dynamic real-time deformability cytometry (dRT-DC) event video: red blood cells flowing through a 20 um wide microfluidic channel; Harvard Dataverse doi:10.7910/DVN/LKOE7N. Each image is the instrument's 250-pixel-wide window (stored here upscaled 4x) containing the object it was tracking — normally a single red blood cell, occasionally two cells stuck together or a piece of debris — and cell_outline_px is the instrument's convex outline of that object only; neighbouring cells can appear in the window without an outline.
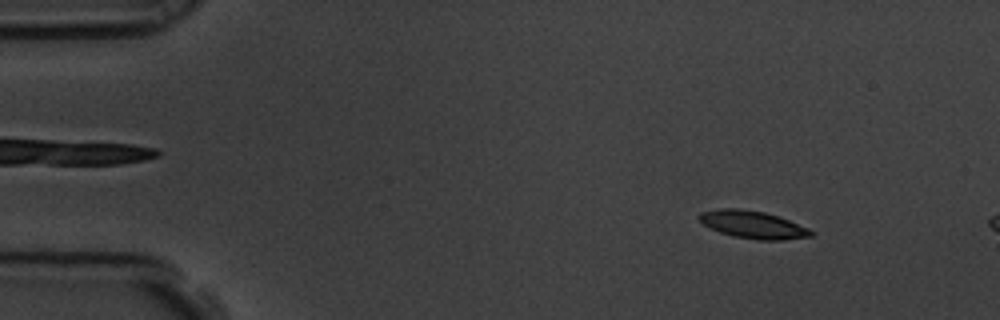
{"species": "common noctule bat (a hibernating species)", "species_latin": "Nyctalus noctula", "temperature_condition": "room temperature", "stored_images_in_passage": 4, "camera_frame_rate_fps": 3000, "um_per_image_px": 0.085, "animal": {"sex": "male", "body_mass_g": 19.5, "forearm_length_mm": 54.6}, "frame": {"image": 1, "passage_image": 2, "time_ms": 0.333, "image_size_px": [1000, 320], "cell_outline_px": [[816, 232], [812, 236], [784, 240], [756, 240], [732, 236], [720, 232], [704, 224], [696, 216], [700, 212], [720, 208], [740, 208], [764, 212], [780, 216], [808, 228]], "centroid_in_image_um": [64.02, 19.09], "position_along_channel_um": 21.0, "area_um2": 18.15}}